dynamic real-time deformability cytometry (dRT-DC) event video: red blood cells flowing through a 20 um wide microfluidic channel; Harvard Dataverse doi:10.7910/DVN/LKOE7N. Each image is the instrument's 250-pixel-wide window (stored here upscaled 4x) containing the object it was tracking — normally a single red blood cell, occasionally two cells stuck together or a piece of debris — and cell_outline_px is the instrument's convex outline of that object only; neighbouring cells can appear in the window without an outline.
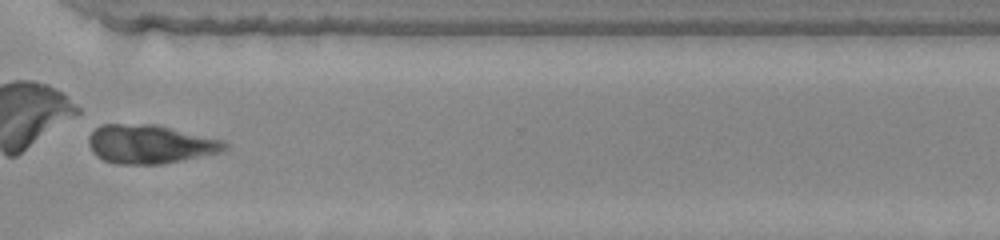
{"species": "common noctule bat (a hibernating species)", "species_latin": "Nyctalus noctula", "temperature_condition": "warm", "stored_images_in_passage": 41, "camera_frame_rate_fps": 3000, "um_per_image_px": 0.085, "animal": {"sex": "female", "body_mass_g": 22.0, "forearm_length_mm": 56.7}, "frame": {"image": 1, "passage_image": 30, "time_ms": 9.667, "image_size_px": [1000, 240], "cell_outline_px": [[228, 148], [224, 152], [160, 164], [116, 164], [104, 160], [96, 156], [92, 152], [88, 144], [88, 136], [100, 124], [156, 124], [224, 140], [228, 144]], "centroid_in_image_um": [12.76, 12.25], "position_along_channel_um": 357.8, "area_um2": 31.04}, "authors_computed_cell_mechanics": {"area_um2": 28.7844, "velocity_mm_per_s": 3.9185, "shape_relaxation_time_tau1_ms": 4.4158, "shape_relaxation_time_tau2_ms": null, "deformation_change_tau1": 0.1205, "deformation_change_tau2": null}}